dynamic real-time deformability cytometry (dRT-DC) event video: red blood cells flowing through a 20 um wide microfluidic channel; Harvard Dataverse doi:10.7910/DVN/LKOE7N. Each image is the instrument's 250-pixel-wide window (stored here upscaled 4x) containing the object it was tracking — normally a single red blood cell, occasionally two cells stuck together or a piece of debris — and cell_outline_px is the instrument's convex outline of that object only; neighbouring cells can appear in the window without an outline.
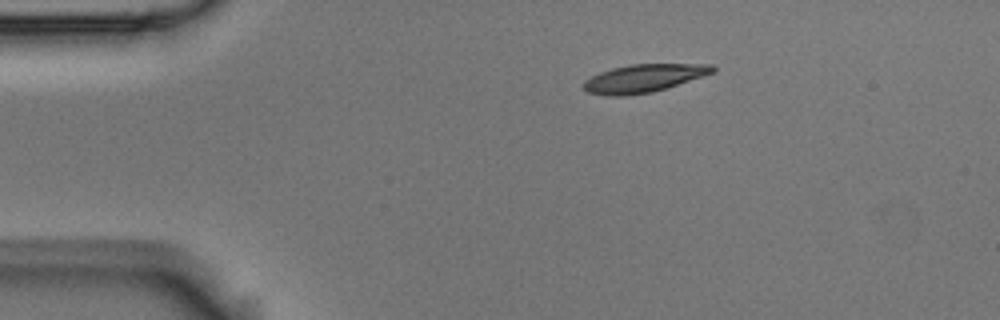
{"species": "Egyptian fruit bat (a non-hibernating species)", "species_latin": "Rousettus aegyptiacus", "temperature_condition": "room temperature", "stored_images_in_passage": 4, "camera_frame_rate_fps": 3000, "um_per_image_px": 0.085, "animal": {"sex": "male"}, "frame": {"image": 1, "passage_image": 1, "time_ms": 0.0, "image_size_px": [1000, 320], "cell_outline_px": [[716, 72], [704, 76], [652, 92], [624, 96], [608, 96], [588, 92], [584, 88], [584, 80], [600, 72], [612, 68], [628, 64], [712, 64], [716, 68]], "centroid_in_image_um": [54.73, 6.64], "position_along_channel_um": 30.3, "area_um2": 21.04}}
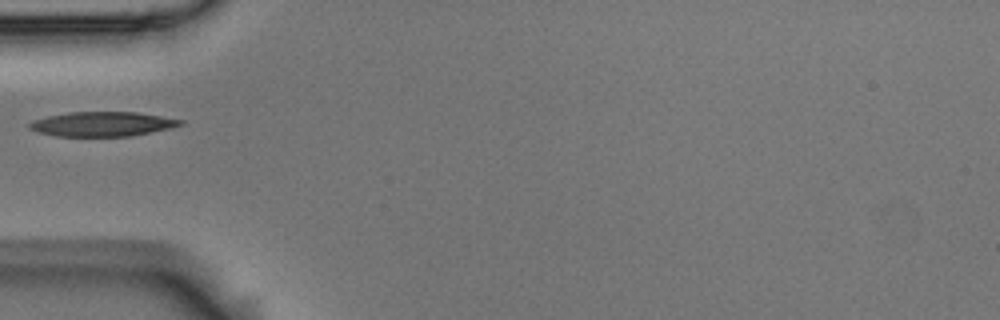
{"frame": {"image": 2, "passage_image": 3, "time_ms": 0.667, "image_size_px": [1000, 320], "cell_outline_px": [[184, 124], [168, 128], [132, 136], [56, 136], [40, 132], [28, 128], [28, 124], [32, 120], [48, 116], [68, 112], [136, 112], [184, 120]], "centroid_in_image_um": [8.68, 10.54], "position_along_channel_um": 76.3, "area_um2": 21.44}}
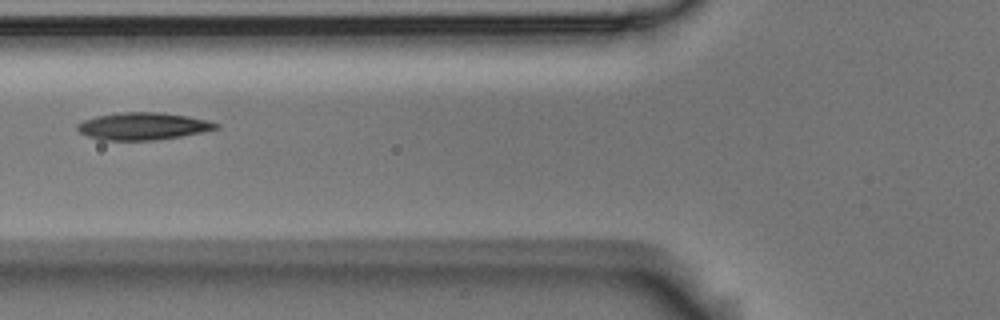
{"frame": {"image": 3, "passage_image": 4, "time_ms": 1.0, "image_size_px": [1000, 320], "cell_outline_px": [[220, 128], [180, 136], [152, 140], [100, 140], [88, 136], [80, 132], [76, 128], [76, 124], [84, 120], [96, 116], [120, 112], [164, 112], [188, 116], [208, 120], [220, 124]], "centroid_in_image_um": [12.15, 10.71], "position_along_channel_um": 113.7, "area_um2": 22.08}}